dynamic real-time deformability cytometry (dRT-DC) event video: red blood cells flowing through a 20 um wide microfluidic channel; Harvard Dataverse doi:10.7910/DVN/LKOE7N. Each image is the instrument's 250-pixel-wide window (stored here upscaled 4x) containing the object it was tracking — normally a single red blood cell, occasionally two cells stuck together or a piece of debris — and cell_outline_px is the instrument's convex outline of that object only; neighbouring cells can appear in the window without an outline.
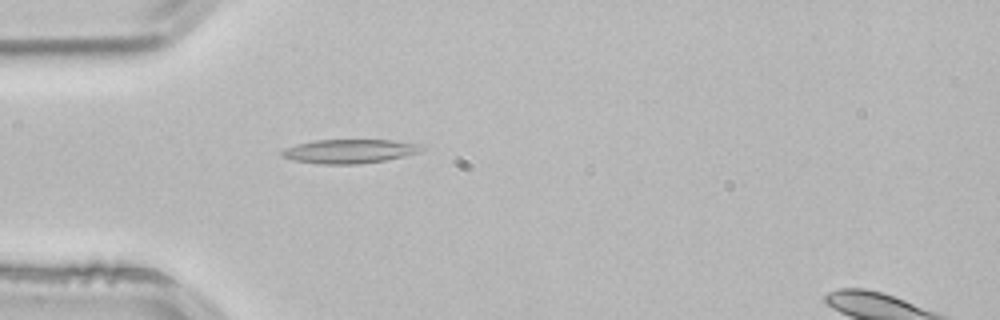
{"species": "common noctule bat (a hibernating species)", "species_latin": "Nyctalus noctula", "temperature_condition": "room temperature", "stored_images_in_passage": 3, "segment_of_instrument_passage": [1, 2], "camera_frame_rate_fps": 3000, "um_per_image_px": 0.085, "animal": {"sex": "male", "body_mass_g": 21.5, "forearm_length_mm": 52.0}, "frame": {"image": 1, "passage_image": 2, "time_ms": 0.333, "image_size_px": [1000, 320], "cell_outline_px": [[424, 148], [416, 152], [384, 160], [360, 164], [320, 164], [292, 160], [280, 156], [280, 152], [296, 144], [316, 140], [392, 140], [416, 144]], "centroid_in_image_um": [29.61, 12.86], "position_along_channel_um": 55.4, "area_um2": 19.13}}